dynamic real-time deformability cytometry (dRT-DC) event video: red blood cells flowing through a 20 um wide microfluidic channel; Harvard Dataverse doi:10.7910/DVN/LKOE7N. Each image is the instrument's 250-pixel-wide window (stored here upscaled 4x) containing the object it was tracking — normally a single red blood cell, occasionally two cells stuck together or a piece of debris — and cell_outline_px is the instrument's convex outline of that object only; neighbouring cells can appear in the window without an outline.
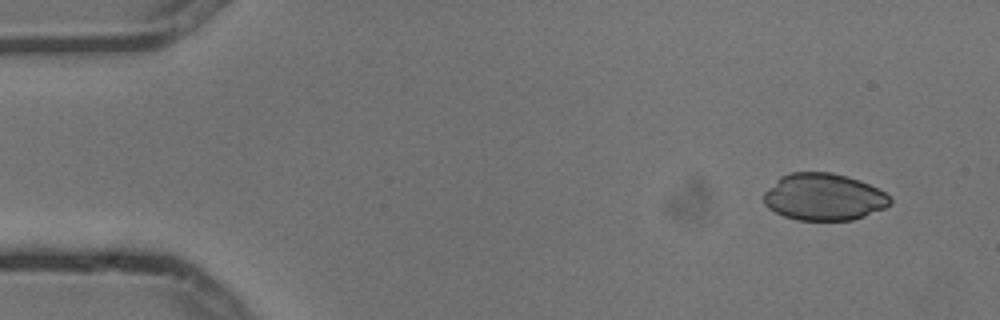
{"species": "common noctule bat (a hibernating species)", "species_latin": "Nyctalus noctula", "temperature_condition": "cold", "stored_images_in_passage": 4, "camera_frame_rate_fps": 3000, "um_per_image_px": 0.085, "animal": {"sex": "male", "body_mass_g": 13.3}, "frame": {"image": 1, "passage_image": 1, "time_ms": 0.0, "image_size_px": [1000, 320], "cell_outline_px": [[892, 204], [884, 208], [864, 216], [852, 220], [796, 220], [784, 216], [768, 208], [764, 204], [764, 192], [780, 176], [792, 172], [832, 172], [848, 176], [860, 180], [884, 192], [892, 200]], "centroid_in_image_um": [70.01, 16.74], "position_along_channel_um": 15.0, "area_um2": 34.62}}